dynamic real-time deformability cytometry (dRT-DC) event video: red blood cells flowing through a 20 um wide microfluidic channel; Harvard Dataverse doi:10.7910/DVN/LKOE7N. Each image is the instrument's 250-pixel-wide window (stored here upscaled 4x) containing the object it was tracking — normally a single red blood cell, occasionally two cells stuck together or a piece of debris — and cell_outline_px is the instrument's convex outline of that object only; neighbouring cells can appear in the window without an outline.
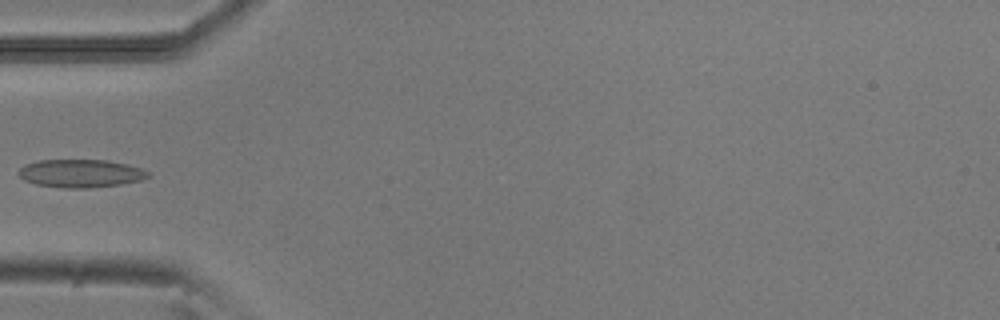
{"species": "common noctule bat (a hibernating species)", "species_latin": "Nyctalus noctula", "temperature_condition": "room temperature", "stored_images_in_passage": 5, "camera_frame_rate_fps": 3000, "um_per_image_px": 0.085, "animal": {"sex": "male", "body_mass_g": 20.5, "forearm_length_mm": 52.5}, "frame": {"image": 1, "passage_image": 4, "time_ms": 1.0, "image_size_px": [1000, 320], "cell_outline_px": [[148, 176], [140, 180], [120, 184], [88, 188], [64, 188], [36, 184], [24, 180], [16, 172], [24, 164], [40, 160], [108, 160], [128, 164], [140, 168], [148, 172]], "centroid_in_image_um": [6.81, 14.73], "position_along_channel_um": 78.2, "area_um2": 21.1}}
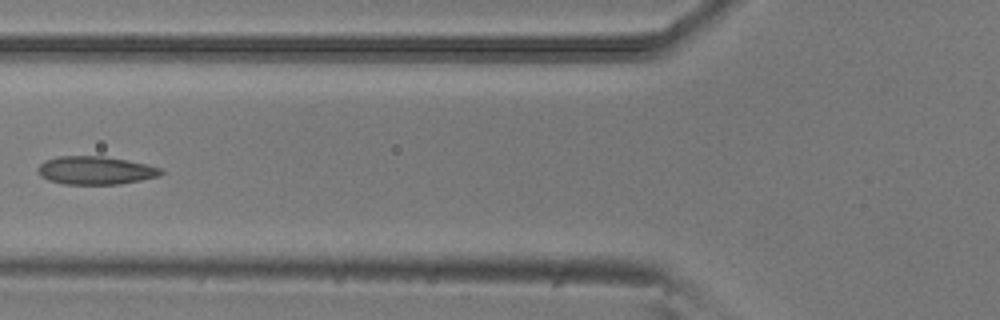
{"frame": {"image": 2, "passage_image": 5, "time_ms": 1.333, "image_size_px": [1000, 320], "cell_outline_px": [[164, 172], [160, 176], [120, 184], [64, 184], [48, 180], [40, 176], [36, 168], [44, 160], [60, 156], [104, 156], [128, 160], [148, 164], [164, 168]], "centroid_in_image_um": [8.14, 14.48], "position_along_channel_um": 117.7, "area_um2": 20.46}}